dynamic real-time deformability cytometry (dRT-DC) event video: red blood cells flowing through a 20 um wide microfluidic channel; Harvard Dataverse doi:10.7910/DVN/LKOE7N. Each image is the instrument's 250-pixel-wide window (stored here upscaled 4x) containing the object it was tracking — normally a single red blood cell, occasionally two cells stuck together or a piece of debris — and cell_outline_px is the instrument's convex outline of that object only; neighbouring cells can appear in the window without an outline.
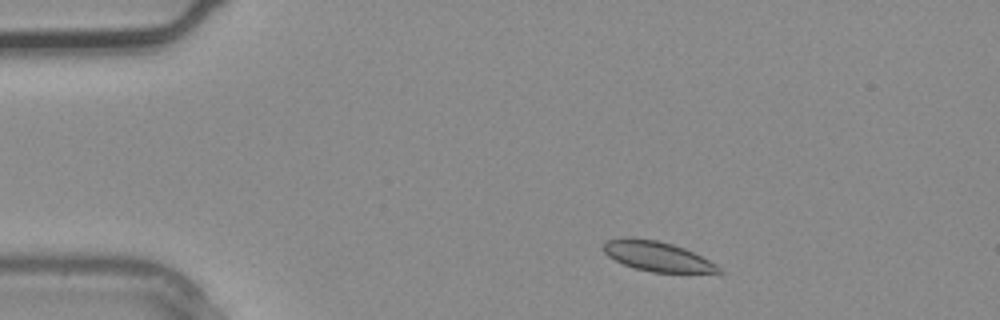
{"species": "common noctule bat (a hibernating species)", "species_latin": "Nyctalus noctula", "temperature_condition": "warm", "stored_images_in_passage": 3, "camera_frame_rate_fps": 3000, "um_per_image_px": 0.085, "animal": {"sex": "male", "body_mass_g": 20.4}, "frame": {"image": 1, "passage_image": 1, "time_ms": 0.0, "image_size_px": [1000, 320], "cell_outline_px": [[724, 272], [652, 272], [636, 268], [624, 264], [608, 256], [604, 252], [604, 244], [608, 240], [656, 240], [672, 244], [684, 248], [716, 264]], "centroid_in_image_um": [55.91, 21.82], "position_along_channel_um": 29.1, "area_um2": 18.96}}